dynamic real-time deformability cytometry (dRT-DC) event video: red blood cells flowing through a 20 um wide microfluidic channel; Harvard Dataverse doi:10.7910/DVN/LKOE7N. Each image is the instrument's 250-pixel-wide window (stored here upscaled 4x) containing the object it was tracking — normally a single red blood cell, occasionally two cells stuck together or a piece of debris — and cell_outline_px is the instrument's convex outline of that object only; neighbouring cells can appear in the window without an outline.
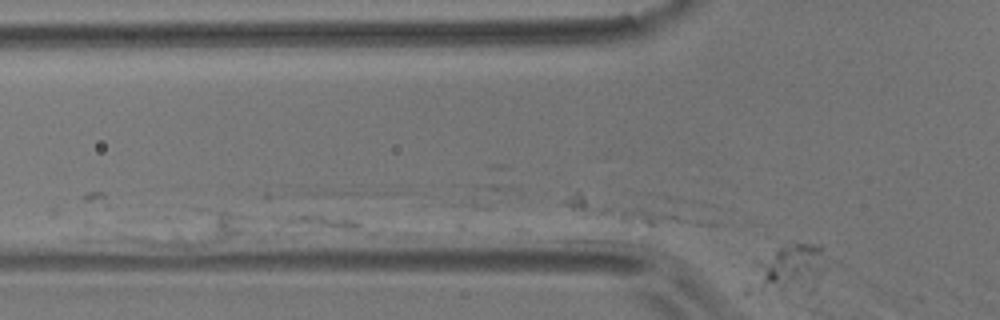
{"species": "common noctule bat (a hibernating species)", "species_latin": "Nyctalus noctula", "temperature_condition": "room temperature", "stored_images_in_passage": 3, "camera_frame_rate_fps": 3000, "um_per_image_px": 0.085, "animal": {"sex": "male", "body_mass_g": 17.9}, "frame": {"image": 1, "passage_image": 3, "time_ms": 0.667, "image_size_px": [1000, 320], "cell_outline_px": [[820, 272], [768, 300], [760, 304], [744, 296], [740, 292], [752, 260], [780, 248], [796, 244], [820, 244]], "centroid_in_image_um": [66.36, 23.05], "position_along_channel_um": 59.4, "area_um2": 22.02}}